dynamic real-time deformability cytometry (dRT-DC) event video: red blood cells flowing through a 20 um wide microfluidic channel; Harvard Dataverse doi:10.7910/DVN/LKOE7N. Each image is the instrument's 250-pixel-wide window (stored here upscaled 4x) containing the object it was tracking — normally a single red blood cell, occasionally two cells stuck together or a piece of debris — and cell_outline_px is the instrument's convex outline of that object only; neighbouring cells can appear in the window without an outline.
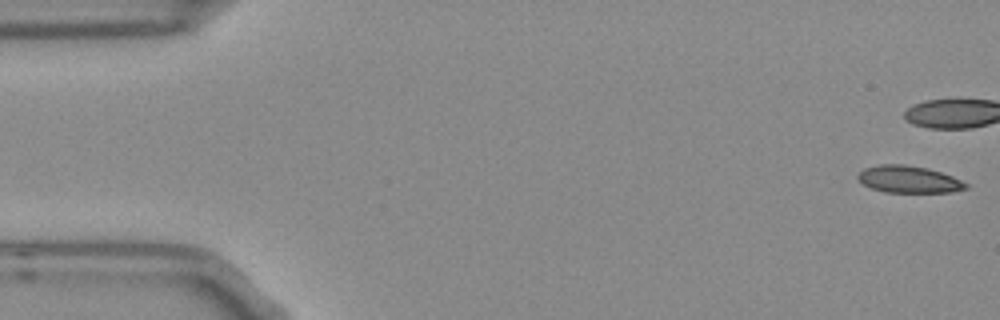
{"species": "Egyptian fruit bat (a non-hibernating species)", "species_latin": "Rousettus aegyptiacus", "temperature_condition": "room temperature", "stored_images_in_passage": 54, "camera_frame_rate_fps": 3000, "um_per_image_px": 0.085, "frame": {"image": 1, "passage_image": 1, "time_ms": 0.0, "image_size_px": [1000, 320], "cell_outline_px": [[968, 188], [952, 192], [884, 192], [872, 188], [864, 184], [856, 176], [864, 168], [880, 164], [904, 164], [928, 168], [952, 176], [968, 184]], "centroid_in_image_um": [77.25, 15.24], "position_along_channel_um": 7.8, "area_um2": 16.94}}
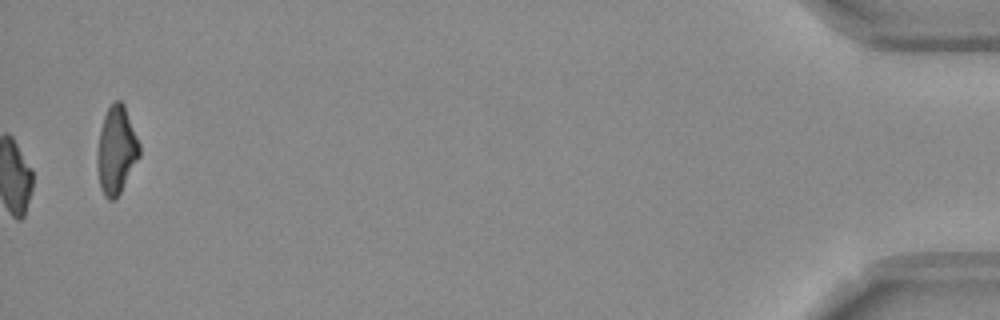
{"frame": {"image": 2, "passage_image": 54, "time_ms": 17.667, "image_size_px": [1000, 320], "cell_outline_px": [[140, 156], [116, 200], [108, 200], [104, 196], [100, 188], [96, 160], [96, 152], [100, 128], [104, 116], [112, 100], [120, 100], [124, 104], [140, 144]], "centroid_in_image_um": [9.87, 12.77], "position_along_channel_um": 425.3, "area_um2": 21.85}, "authors_computed_cell_mechanics": {"area_um2": 17.629, "velocity_mm_per_s": 3.7798, "shape_relaxation_time_tau1_ms": null, "shape_relaxation_time_tau2_ms": 2.0239, "deformation_change_tau1": null, "deformation_change_tau2": 0.0839}}